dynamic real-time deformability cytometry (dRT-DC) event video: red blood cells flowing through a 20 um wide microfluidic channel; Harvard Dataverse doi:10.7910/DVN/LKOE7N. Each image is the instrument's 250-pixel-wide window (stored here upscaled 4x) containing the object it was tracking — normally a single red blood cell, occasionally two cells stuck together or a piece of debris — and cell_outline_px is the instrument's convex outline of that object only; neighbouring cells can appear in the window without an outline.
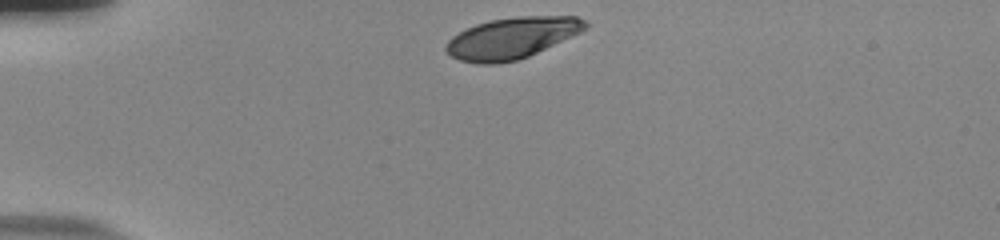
{"species": "human", "species_latin": "Homo sapiens", "temperature_condition": "room temperature", "stored_images_in_passage": 34, "camera_frame_rate_fps": 3000, "um_per_image_px": 0.085, "donor": {"sex": "male"}, "frame": {"image": 1, "passage_image": 1, "time_ms": 0.0, "image_size_px": [1000, 240], "cell_outline_px": [[588, 28], [580, 32], [520, 60], [496, 64], [476, 64], [460, 60], [452, 56], [444, 48], [448, 40], [452, 36], [464, 28], [488, 20], [516, 16], [576, 16], [584, 20], [588, 24]], "centroid_in_image_um": [43.48, 3.23], "position_along_channel_um": 41.5, "area_um2": 33.64}}
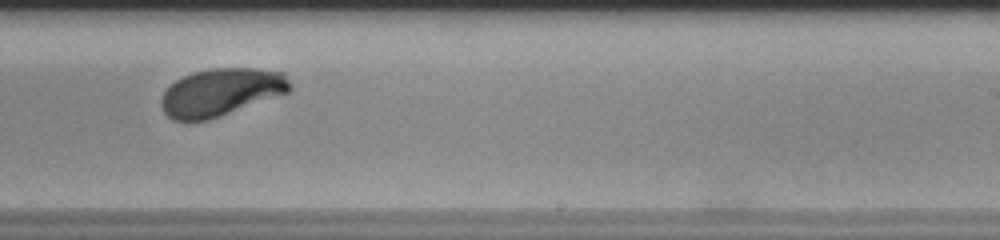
{"frame": {"image": 2, "passage_image": 23, "time_ms": 7.333, "image_size_px": [1000, 240], "cell_outline_px": [[292, 88], [288, 92], [220, 116], [208, 120], [172, 120], [164, 112], [160, 104], [160, 100], [164, 92], [176, 80], [192, 72], [212, 68], [256, 68], [284, 72], [292, 84]], "centroid_in_image_um": [18.8, 7.82], "position_along_channel_um": 270.2, "area_um2": 35.55}}
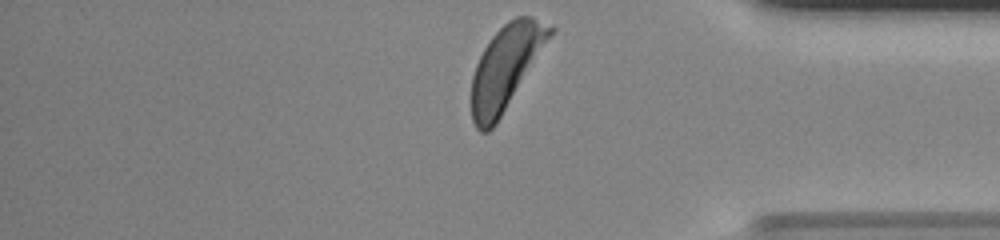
{"frame": {"image": 3, "passage_image": 34, "time_ms": 11.0, "image_size_px": [1000, 240], "cell_outline_px": [[556, 28], [496, 124], [488, 132], [480, 132], [476, 128], [472, 120], [472, 76], [476, 64], [484, 48], [492, 36], [508, 20], [516, 16], [532, 16]], "centroid_in_image_um": [42.98, 5.72], "position_along_channel_um": 392.2, "area_um2": 37.69}, "authors_computed_cell_mechanics": {"area_um2": 35.9805, "velocity_mm_per_s": 3.7127, "shape_relaxation_time_tau1_ms": 2.003, "shape_relaxation_time_tau2_ms": null, "deformation_change_tau1": 0.1484, "deformation_change_tau2": null}}